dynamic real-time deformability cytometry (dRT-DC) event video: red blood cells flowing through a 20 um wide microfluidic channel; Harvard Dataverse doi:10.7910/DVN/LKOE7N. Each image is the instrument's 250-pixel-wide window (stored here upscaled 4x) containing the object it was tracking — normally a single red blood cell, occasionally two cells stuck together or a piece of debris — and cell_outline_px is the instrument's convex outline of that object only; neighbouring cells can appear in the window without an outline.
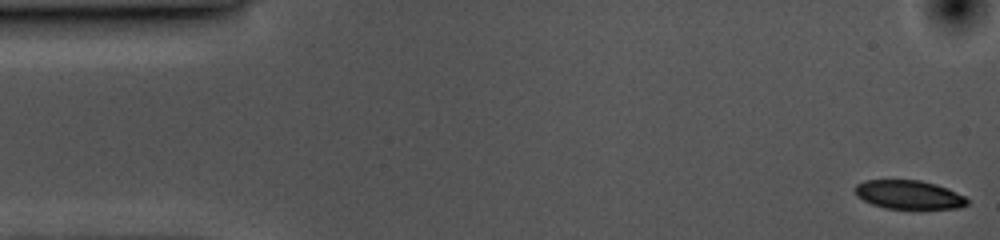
{"species": "common noctule bat (a hibernating species)", "species_latin": "Nyctalus noctula", "temperature_condition": "cold", "stored_images_in_passage": 55, "camera_frame_rate_fps": 3000, "um_per_image_px": 0.085, "animal": {"sex": "female", "body_mass_g": 10.0, "forearm_length_mm": 53.1}, "frame": {"image": 1, "passage_image": 1, "time_ms": 0.0, "image_size_px": [1000, 240], "cell_outline_px": [[968, 204], [960, 208], [884, 208], [872, 204], [856, 196], [856, 184], [864, 180], [920, 180], [936, 184], [948, 188], [964, 196], [968, 200]], "centroid_in_image_um": [77.25, 16.54], "position_along_channel_um": 7.7, "area_um2": 18.67}}
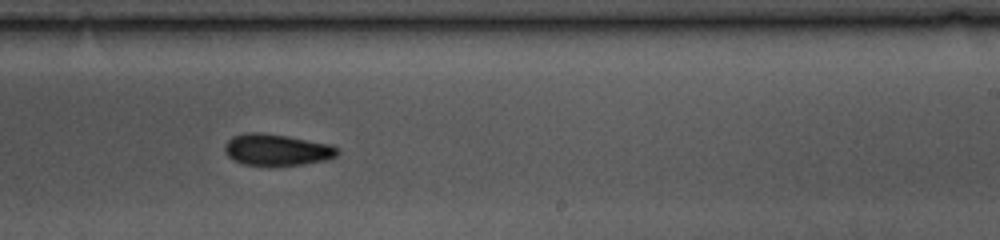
{"frame": {"image": 2, "passage_image": 32, "time_ms": 10.333, "image_size_px": [1000, 240], "cell_outline_px": [[340, 152], [336, 156], [328, 160], [304, 164], [244, 164], [228, 156], [224, 152], [224, 144], [232, 136], [244, 132], [260, 132], [288, 136], [332, 144], [340, 148]], "centroid_in_image_um": [23.57, 12.7], "position_along_channel_um": 265.4, "area_um2": 20.69}}
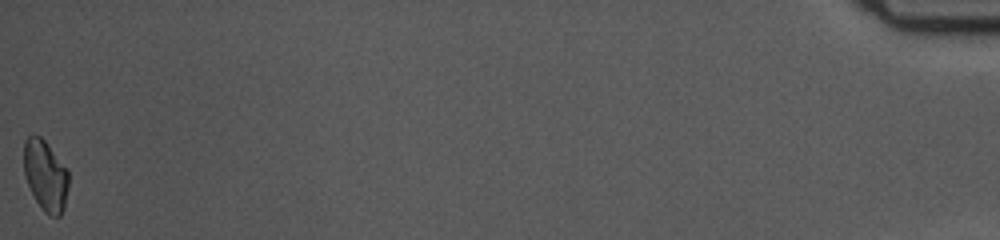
{"frame": {"image": 3, "passage_image": 55, "time_ms": 18.0, "image_size_px": [1000, 240], "cell_outline_px": [[68, 188], [64, 208], [60, 216], [48, 216], [44, 212], [36, 200], [28, 184], [24, 172], [24, 140], [28, 136], [40, 136], [44, 140], [68, 168]], "centroid_in_image_um": [3.88, 14.92], "position_along_channel_um": 431.3, "area_um2": 18.44}, "authors_computed_cell_mechanics": {"area_um2": 20.4612, "velocity_mm_per_s": 3.5537, "shape_relaxation_time_tau1_ms": 5.7751, "shape_relaxation_time_tau2_ms": null, "deformation_change_tau1": 0.1193, "deformation_change_tau2": null}}